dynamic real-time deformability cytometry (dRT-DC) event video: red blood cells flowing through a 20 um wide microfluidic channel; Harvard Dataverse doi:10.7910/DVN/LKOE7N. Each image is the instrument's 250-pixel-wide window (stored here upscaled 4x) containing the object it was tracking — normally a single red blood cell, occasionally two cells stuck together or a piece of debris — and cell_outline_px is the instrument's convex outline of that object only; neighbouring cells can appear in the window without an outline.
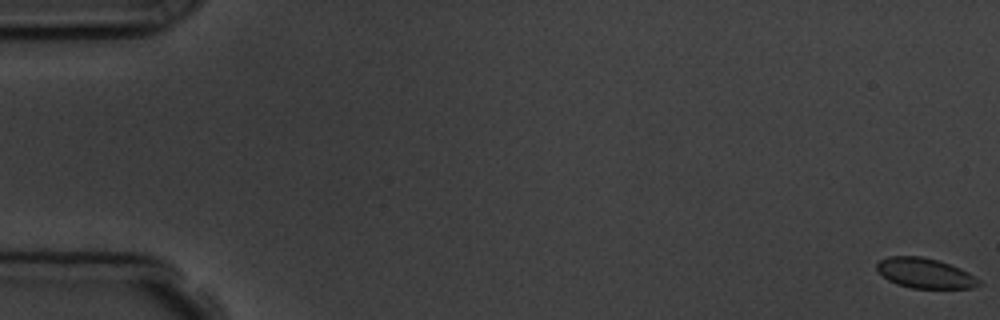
{"species": "common noctule bat (a hibernating species)", "species_latin": "Nyctalus noctula", "temperature_condition": "room temperature", "stored_images_in_passage": 12, "camera_frame_rate_fps": 3000, "um_per_image_px": 0.085, "animal": {"sex": "male", "body_mass_g": 19.5, "forearm_length_mm": 54.6}, "frame": {"image": 1, "passage_image": 1, "time_ms": 0.0, "image_size_px": [1000, 320], "cell_outline_px": [[980, 284], [972, 288], [912, 288], [896, 284], [888, 280], [876, 268], [876, 264], [880, 260], [888, 256], [920, 256], [936, 260], [960, 268], [968, 272], [980, 280]], "centroid_in_image_um": [78.61, 23.22], "position_along_channel_um": 6.4, "area_um2": 17.69}}
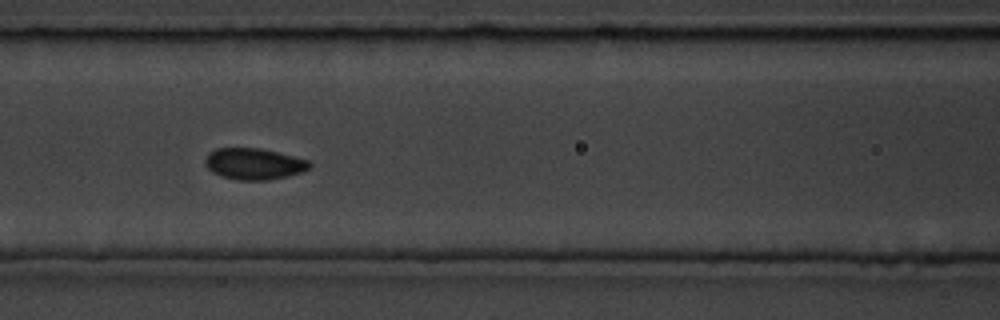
{"frame": {"image": 2, "passage_image": 8, "time_ms": 8.0, "image_size_px": [1000, 320], "cell_outline_px": [[312, 164], [308, 168], [300, 172], [288, 176], [268, 180], [236, 180], [220, 176], [212, 172], [204, 164], [204, 160], [208, 152], [216, 148], [260, 148], [308, 160]], "centroid_in_image_um": [21.53, 13.93], "position_along_channel_um": 145.1, "area_um2": 19.07}}
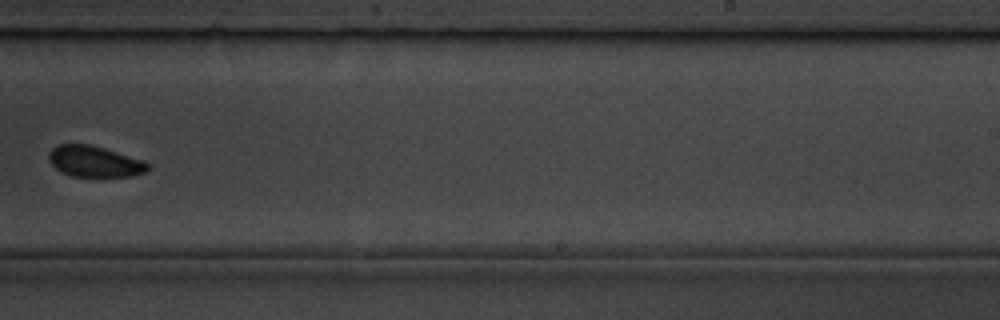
{"frame": {"image": 3, "passage_image": 11, "time_ms": 11.667, "image_size_px": [1000, 320], "cell_outline_px": [[152, 164], [144, 172], [128, 176], [72, 176], [60, 172], [48, 160], [48, 152], [56, 144], [92, 144], [144, 160]], "centroid_in_image_um": [8.01, 13.7], "position_along_channel_um": 281.0, "area_um2": 18.03}}